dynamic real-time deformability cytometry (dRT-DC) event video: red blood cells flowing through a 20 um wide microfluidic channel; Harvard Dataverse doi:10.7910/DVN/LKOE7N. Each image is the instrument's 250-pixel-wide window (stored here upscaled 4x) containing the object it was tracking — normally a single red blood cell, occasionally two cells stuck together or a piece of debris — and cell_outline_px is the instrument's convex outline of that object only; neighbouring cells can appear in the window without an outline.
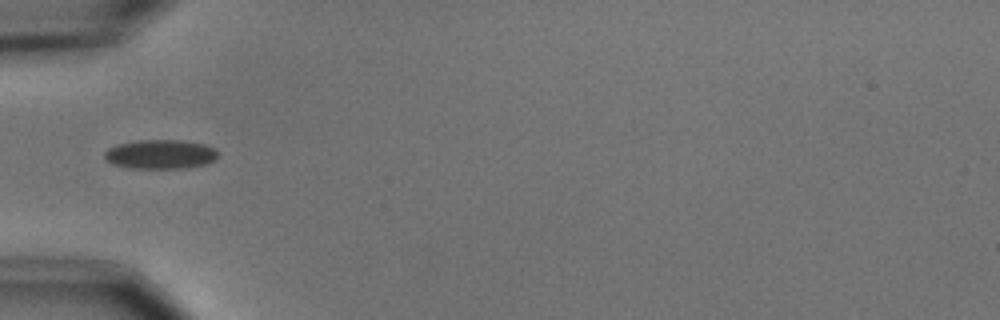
{"species": "common noctule bat (a hibernating species)", "species_latin": "Nyctalus noctula", "temperature_condition": "cold", "stored_images_in_passage": 2, "camera_frame_rate_fps": 3000, "um_per_image_px": 0.085, "animal": {"sex": "male", "body_mass_g": 15.6}, "frame": {"image": 1, "passage_image": 1, "time_ms": 0.0, "image_size_px": [1000, 320], "cell_outline_px": [[216, 160], [204, 164], [188, 168], [132, 168], [112, 164], [104, 156], [104, 152], [108, 148], [116, 144], [136, 140], [180, 140], [204, 144], [216, 148]], "centroid_in_image_um": [13.62, 13.1], "position_along_channel_um": 71.4, "area_um2": 19.36}}
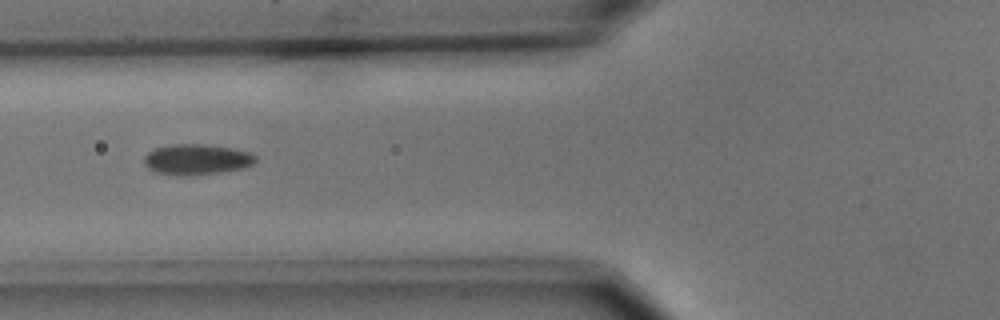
{"frame": {"image": 2, "passage_image": 2, "time_ms": 1.0, "image_size_px": [1000, 320], "cell_outline_px": [[256, 160], [252, 164], [244, 168], [220, 172], [156, 172], [148, 168], [144, 164], [144, 156], [148, 152], [156, 148], [168, 144], [204, 144], [232, 148], [252, 152], [256, 156]], "centroid_in_image_um": [16.76, 13.48], "position_along_channel_um": 109.0, "area_um2": 19.02}}